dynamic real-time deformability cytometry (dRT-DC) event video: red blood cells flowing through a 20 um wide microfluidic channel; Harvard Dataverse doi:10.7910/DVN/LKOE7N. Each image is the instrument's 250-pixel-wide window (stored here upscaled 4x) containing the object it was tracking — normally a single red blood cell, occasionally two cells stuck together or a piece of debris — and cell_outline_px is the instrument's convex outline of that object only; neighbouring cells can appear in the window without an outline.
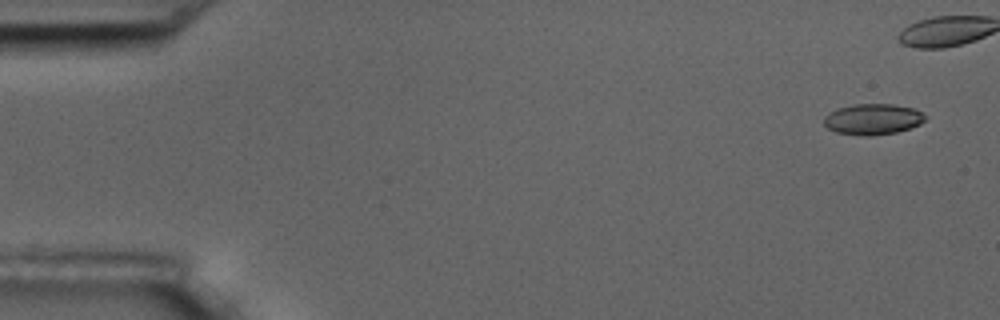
{"species": "common noctule bat (a hibernating species)", "species_latin": "Nyctalus noctula", "temperature_condition": "room temperature", "stored_images_in_passage": 6, "camera_frame_rate_fps": 3000, "um_per_image_px": 0.085, "animal": {"sex": "male", "body_mass_g": 17.5, "forearm_length_mm": 52.3}, "frame": {"image": 1, "passage_image": 1, "time_ms": 0.0, "image_size_px": [1000, 320], "cell_outline_px": [[928, 116], [920, 124], [912, 128], [896, 132], [872, 136], [860, 136], [836, 132], [828, 128], [824, 124], [824, 116], [836, 108], [852, 104], [892, 104], [916, 108]], "centroid_in_image_um": [74.21, 10.13], "position_along_channel_um": 10.8, "area_um2": 18.55}}
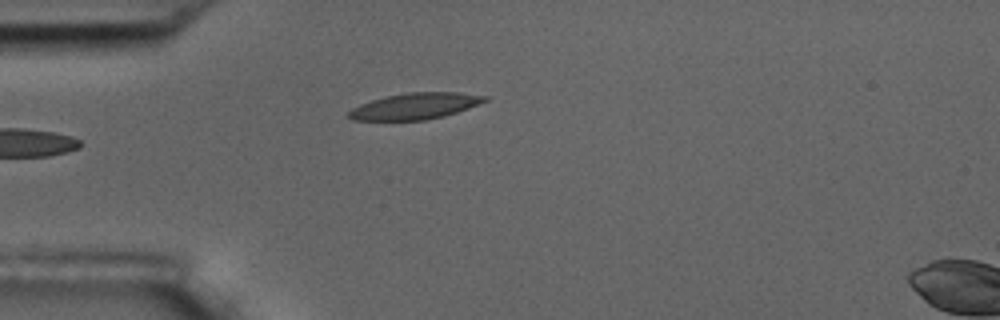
{"frame": {"image": 2, "passage_image": 6, "time_ms": 5.667, "image_size_px": [1000, 320], "cell_outline_px": [[488, 100], [468, 108], [444, 116], [424, 120], [352, 120], [344, 116], [352, 108], [360, 104], [372, 100], [388, 96], [408, 92], [460, 92], [488, 96]], "centroid_in_image_um": [35.26, 9.02], "position_along_channel_um": 49.7, "area_um2": 20.81}}